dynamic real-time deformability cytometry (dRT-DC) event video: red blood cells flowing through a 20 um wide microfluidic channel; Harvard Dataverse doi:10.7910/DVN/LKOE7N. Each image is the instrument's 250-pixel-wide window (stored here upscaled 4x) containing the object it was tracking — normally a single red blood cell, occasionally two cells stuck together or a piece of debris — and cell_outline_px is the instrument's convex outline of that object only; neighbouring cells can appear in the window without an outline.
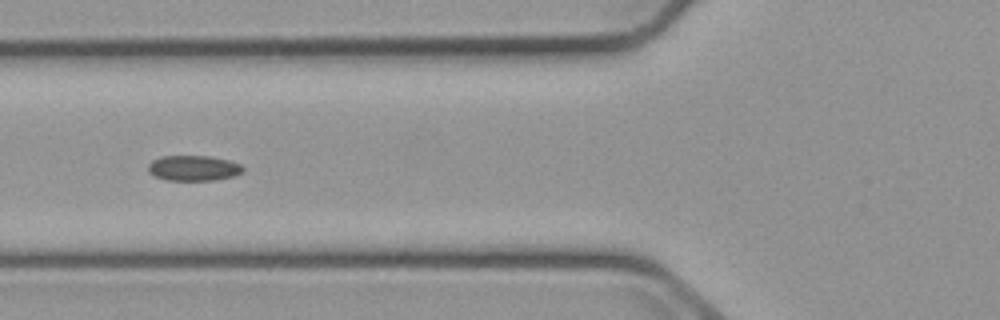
{"species": "common noctule bat (a hibernating species)", "species_latin": "Nyctalus noctula", "temperature_condition": "cold", "stored_images_in_passage": 7, "camera_frame_rate_fps": 3000, "um_per_image_px": 0.085, "animal": {"sex": "male", "body_mass_g": 23.1, "forearm_length_mm": 52.7}, "frame": {"image": 1, "passage_image": 5, "time_ms": 5.667, "image_size_px": [1000, 320], "cell_outline_px": [[244, 172], [236, 176], [216, 180], [168, 180], [156, 176], [148, 172], [148, 164], [152, 160], [160, 156], [212, 156], [228, 160], [240, 164], [244, 168]], "centroid_in_image_um": [16.48, 14.28], "position_along_channel_um": 109.3, "area_um2": 14.16}}
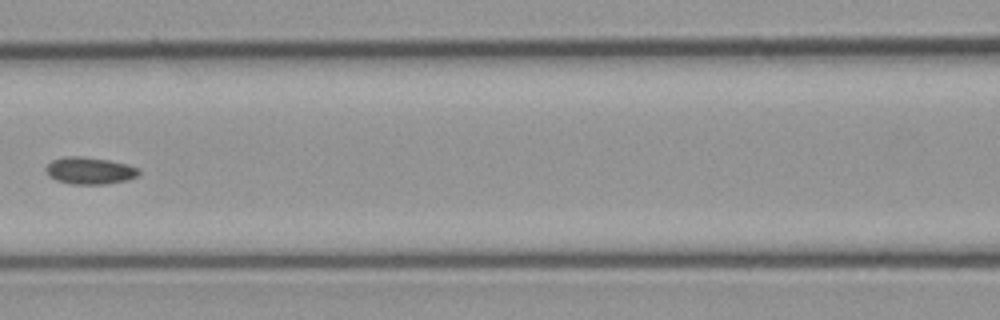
{"frame": {"image": 2, "passage_image": 6, "time_ms": 7.0, "image_size_px": [1000, 320], "cell_outline_px": [[140, 172], [136, 176], [128, 180], [104, 184], [72, 184], [56, 180], [48, 176], [48, 164], [52, 160], [64, 156], [80, 156], [108, 160], [128, 164], [140, 168]], "centroid_in_image_um": [7.66, 14.5], "position_along_channel_um": 158.9, "area_um2": 14.57}}
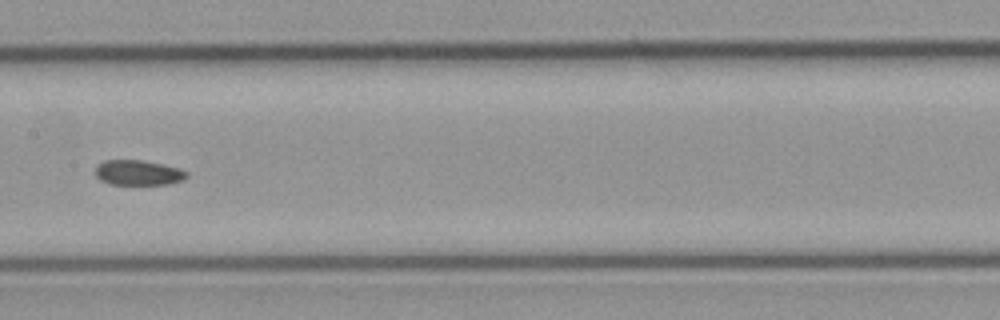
{"frame": {"image": 3, "passage_image": 7, "time_ms": 8.0, "image_size_px": [1000, 320], "cell_outline_px": [[188, 176], [184, 180], [168, 184], [112, 184], [100, 180], [96, 176], [96, 168], [104, 160], [140, 160], [180, 168], [188, 172]], "centroid_in_image_um": [11.78, 14.68], "position_along_channel_um": 195.6, "area_um2": 13.24}}